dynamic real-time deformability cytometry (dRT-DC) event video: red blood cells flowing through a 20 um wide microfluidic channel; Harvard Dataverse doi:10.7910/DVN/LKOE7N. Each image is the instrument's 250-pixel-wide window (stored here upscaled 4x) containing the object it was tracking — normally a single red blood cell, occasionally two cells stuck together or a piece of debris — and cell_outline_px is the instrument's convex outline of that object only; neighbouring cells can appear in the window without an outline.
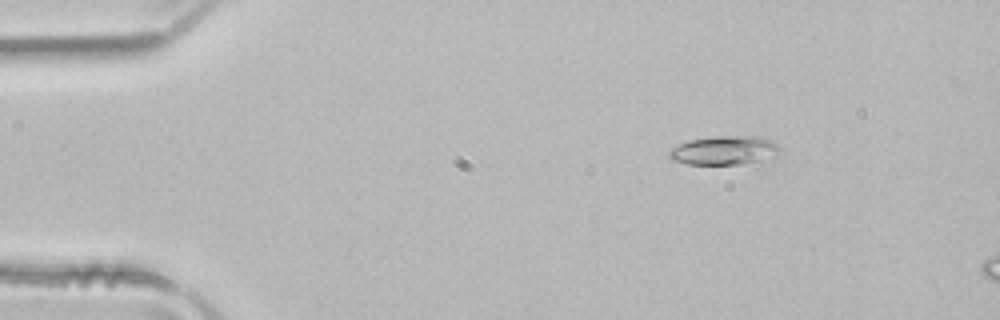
{"species": "common noctule bat (a hibernating species)", "species_latin": "Nyctalus noctula", "temperature_condition": "room temperature", "stored_images_in_passage": 8, "camera_frame_rate_fps": 3000, "um_per_image_px": 0.085, "animal": {"sex": "male", "body_mass_g": 21.5, "forearm_length_mm": 52.0}, "frame": {"image": 1, "passage_image": 2, "time_ms": 0.333, "image_size_px": [1000, 320], "cell_outline_px": [[780, 148], [776, 152], [760, 160], [744, 164], [688, 164], [672, 160], [668, 156], [668, 152], [672, 148], [688, 140], [716, 136], [760, 136], [776, 144]], "centroid_in_image_um": [61.48, 12.77], "position_along_channel_um": 23.5, "area_um2": 18.21}}